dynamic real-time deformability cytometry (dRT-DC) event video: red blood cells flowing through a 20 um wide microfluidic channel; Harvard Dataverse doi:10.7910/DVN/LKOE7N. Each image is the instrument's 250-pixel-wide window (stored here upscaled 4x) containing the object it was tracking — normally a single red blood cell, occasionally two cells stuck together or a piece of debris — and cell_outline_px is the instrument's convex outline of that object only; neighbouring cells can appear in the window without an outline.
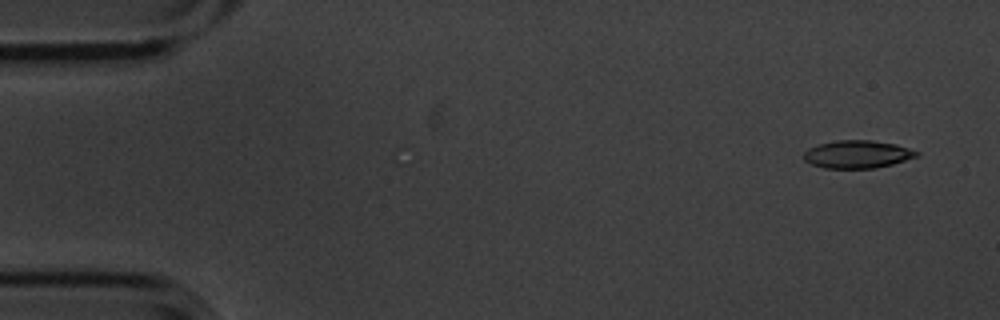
{"species": "common noctule bat (a hibernating species)", "species_latin": "Nyctalus noctula", "temperature_condition": "cold", "stored_images_in_passage": 6, "camera_frame_rate_fps": 3000, "um_per_image_px": 0.085, "animal": {"sex": "male", "body_mass_g": 20.1, "forearm_length_mm": 53.5}, "frame": {"image": 1, "passage_image": 1, "time_ms": 0.0, "image_size_px": [1000, 320], "cell_outline_px": [[920, 152], [916, 156], [892, 164], [876, 168], [824, 168], [812, 164], [804, 160], [804, 152], [808, 148], [816, 144], [836, 140], [872, 140], [896, 144]], "centroid_in_image_um": [72.84, 13.1], "position_along_channel_um": 12.2, "area_um2": 18.26}}
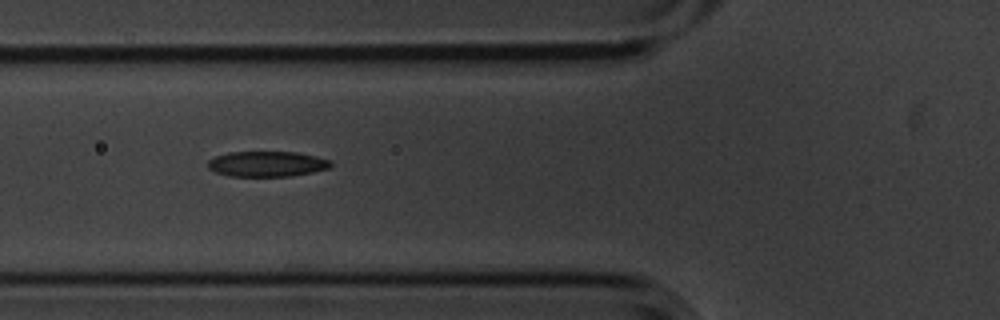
{"frame": {"image": 2, "passage_image": 5, "time_ms": 1.333, "image_size_px": [1000, 320], "cell_outline_px": [[332, 164], [328, 168], [312, 172], [292, 176], [228, 176], [216, 172], [208, 168], [208, 160], [216, 156], [228, 152], [296, 152], [316, 156], [332, 160]], "centroid_in_image_um": [22.7, 13.93], "position_along_channel_um": 103.1, "area_um2": 18.21}}
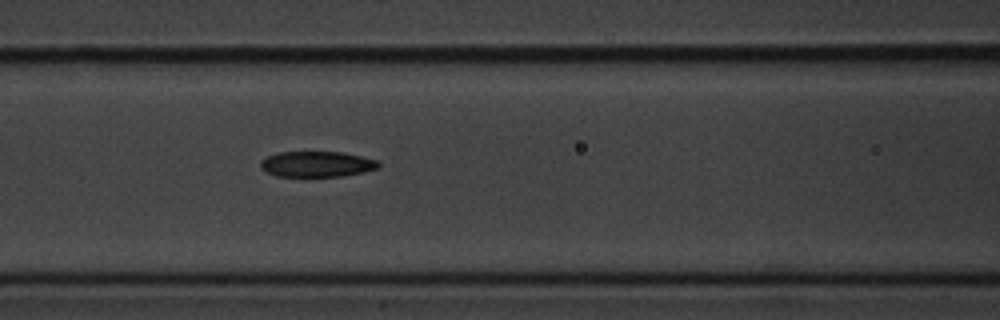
{"frame": {"image": 3, "passage_image": 6, "time_ms": 1.667, "image_size_px": [1000, 320], "cell_outline_px": [[380, 168], [364, 172], [344, 176], [276, 176], [260, 168], [260, 160], [268, 156], [280, 152], [344, 152], [376, 160], [380, 164]], "centroid_in_image_um": [26.94, 13.95], "position_along_channel_um": 139.7, "area_um2": 17.63}}